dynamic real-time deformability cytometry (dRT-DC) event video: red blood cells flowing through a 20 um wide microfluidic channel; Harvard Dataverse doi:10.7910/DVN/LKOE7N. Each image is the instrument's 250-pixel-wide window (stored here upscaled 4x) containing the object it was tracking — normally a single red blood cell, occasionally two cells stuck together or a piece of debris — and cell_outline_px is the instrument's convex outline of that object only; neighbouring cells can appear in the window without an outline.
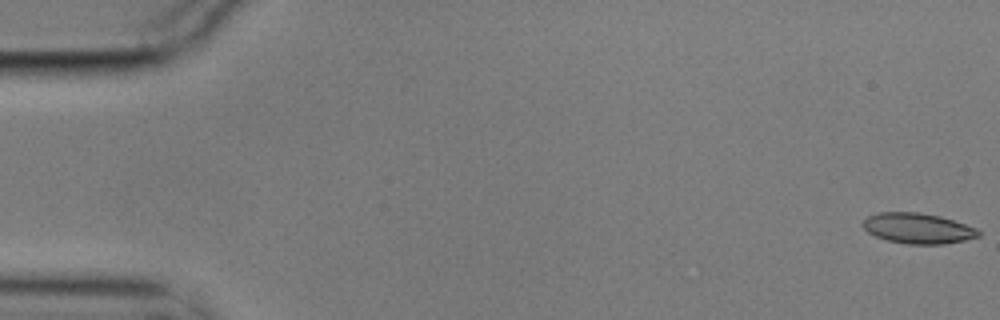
{"species": "common noctule bat (a hibernating species)", "species_latin": "Nyctalus noctula", "temperature_condition": "cold", "stored_images_in_passage": 11, "camera_frame_rate_fps": 3000, "um_per_image_px": 0.085, "animal": {"sex": "male", "body_mass_g": 17.9}, "frame": {"image": 1, "passage_image": 1, "time_ms": 0.0, "image_size_px": [1000, 320], "cell_outline_px": [[980, 236], [964, 240], [944, 244], [908, 244], [888, 240], [876, 236], [868, 232], [860, 224], [868, 216], [876, 212], [920, 212], [940, 216], [976, 228], [980, 232]], "centroid_in_image_um": [77.99, 19.4], "position_along_channel_um": 7.0, "area_um2": 20.46}}
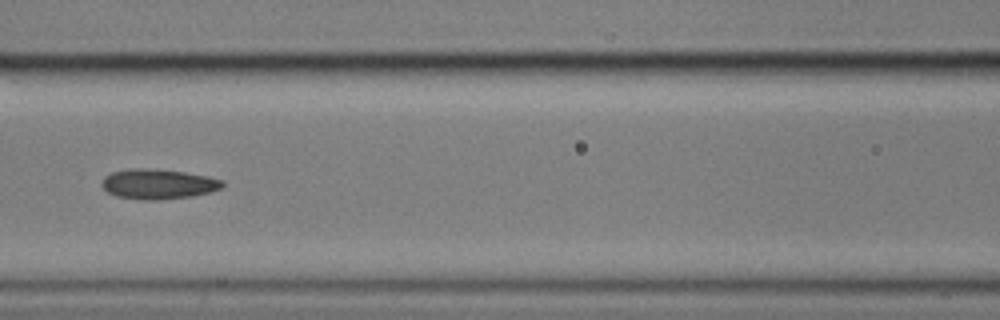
{"frame": {"image": 2, "passage_image": 7, "time_ms": 2.0, "image_size_px": [1000, 320], "cell_outline_px": [[224, 188], [192, 196], [160, 200], [140, 200], [116, 196], [108, 192], [100, 184], [104, 176], [112, 172], [128, 168], [144, 168], [184, 172], [208, 176], [224, 180]], "centroid_in_image_um": [13.44, 15.64], "position_along_channel_um": 153.2, "area_um2": 21.27}}
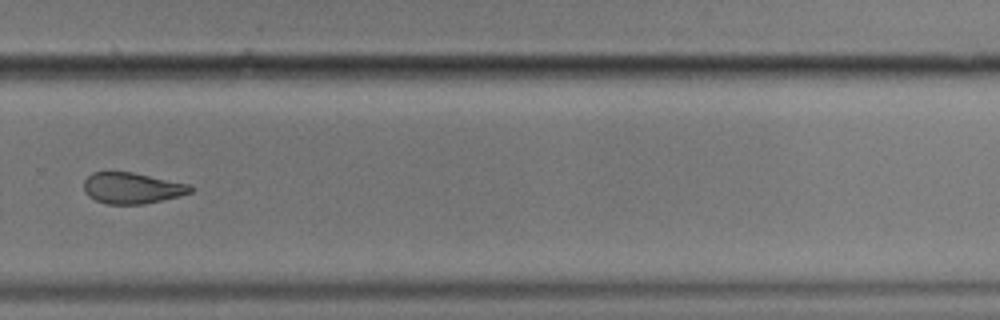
{"frame": {"image": 3, "passage_image": 11, "time_ms": 3.333, "image_size_px": [1000, 320], "cell_outline_px": [[196, 188], [192, 192], [180, 196], [144, 204], [108, 204], [96, 200], [88, 196], [84, 192], [84, 180], [92, 172], [132, 172], [192, 184]], "centroid_in_image_um": [11.27, 15.98], "position_along_channel_um": 318.5, "area_um2": 19.54}}